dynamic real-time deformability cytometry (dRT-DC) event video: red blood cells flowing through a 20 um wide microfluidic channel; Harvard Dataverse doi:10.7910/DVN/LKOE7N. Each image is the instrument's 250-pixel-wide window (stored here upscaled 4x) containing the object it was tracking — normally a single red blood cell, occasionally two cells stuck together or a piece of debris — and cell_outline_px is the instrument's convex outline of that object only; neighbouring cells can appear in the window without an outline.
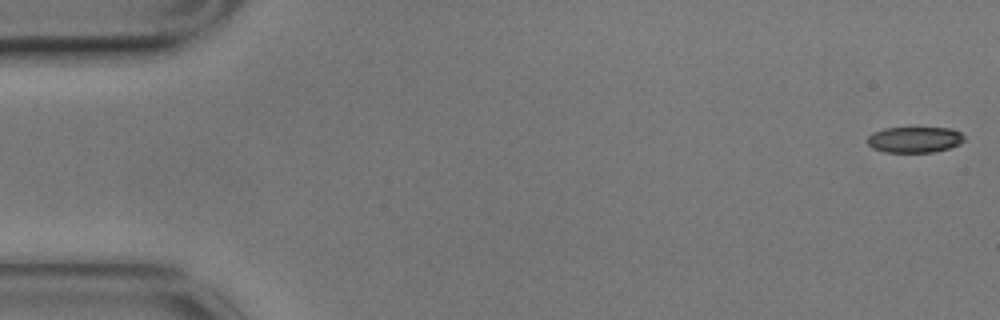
{"species": "common noctule bat (a hibernating species)", "species_latin": "Nyctalus noctula", "temperature_condition": "cold", "stored_images_in_passage": 5, "camera_frame_rate_fps": 3000, "um_per_image_px": 0.085, "animal": {"sex": "male", "body_mass_g": 17.9}, "frame": {"image": 1, "passage_image": 1, "time_ms": 0.0, "image_size_px": [1000, 320], "cell_outline_px": [[964, 140], [960, 144], [948, 148], [932, 152], [884, 152], [872, 148], [868, 144], [868, 136], [872, 132], [884, 128], [952, 128], [960, 132], [964, 136]], "centroid_in_image_um": [77.73, 11.86], "position_along_channel_um": 7.3, "area_um2": 14.62}}